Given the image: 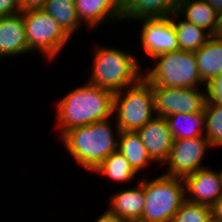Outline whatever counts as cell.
<instances>
[{"mask_svg":"<svg viewBox=\"0 0 222 222\" xmlns=\"http://www.w3.org/2000/svg\"><path fill=\"white\" fill-rule=\"evenodd\" d=\"M149 156L160 166L166 161L173 145V135L164 117L155 116L137 130ZM161 163V164H160Z\"/></svg>","mask_w":222,"mask_h":222,"instance_id":"obj_13","label":"cell"},{"mask_svg":"<svg viewBox=\"0 0 222 222\" xmlns=\"http://www.w3.org/2000/svg\"><path fill=\"white\" fill-rule=\"evenodd\" d=\"M93 172L101 177L104 176L110 182L114 181L119 184H127L137 179V173L118 150L111 153Z\"/></svg>","mask_w":222,"mask_h":222,"instance_id":"obj_21","label":"cell"},{"mask_svg":"<svg viewBox=\"0 0 222 222\" xmlns=\"http://www.w3.org/2000/svg\"><path fill=\"white\" fill-rule=\"evenodd\" d=\"M165 119L174 140L196 138L205 134L204 108L196 113H174Z\"/></svg>","mask_w":222,"mask_h":222,"instance_id":"obj_20","label":"cell"},{"mask_svg":"<svg viewBox=\"0 0 222 222\" xmlns=\"http://www.w3.org/2000/svg\"><path fill=\"white\" fill-rule=\"evenodd\" d=\"M198 70L202 81L207 85L222 72V39L217 35L195 51Z\"/></svg>","mask_w":222,"mask_h":222,"instance_id":"obj_18","label":"cell"},{"mask_svg":"<svg viewBox=\"0 0 222 222\" xmlns=\"http://www.w3.org/2000/svg\"><path fill=\"white\" fill-rule=\"evenodd\" d=\"M211 147L204 135L196 138L175 139L166 161L162 164L166 169L164 174L172 177H181L195 173L205 168L202 164L205 161L207 150Z\"/></svg>","mask_w":222,"mask_h":222,"instance_id":"obj_10","label":"cell"},{"mask_svg":"<svg viewBox=\"0 0 222 222\" xmlns=\"http://www.w3.org/2000/svg\"><path fill=\"white\" fill-rule=\"evenodd\" d=\"M211 218L222 221V197L211 206Z\"/></svg>","mask_w":222,"mask_h":222,"instance_id":"obj_29","label":"cell"},{"mask_svg":"<svg viewBox=\"0 0 222 222\" xmlns=\"http://www.w3.org/2000/svg\"><path fill=\"white\" fill-rule=\"evenodd\" d=\"M43 9L59 23L71 39L83 25L77 15L75 0H47Z\"/></svg>","mask_w":222,"mask_h":222,"instance_id":"obj_22","label":"cell"},{"mask_svg":"<svg viewBox=\"0 0 222 222\" xmlns=\"http://www.w3.org/2000/svg\"><path fill=\"white\" fill-rule=\"evenodd\" d=\"M211 207L199 203L185 201L171 222H210Z\"/></svg>","mask_w":222,"mask_h":222,"instance_id":"obj_24","label":"cell"},{"mask_svg":"<svg viewBox=\"0 0 222 222\" xmlns=\"http://www.w3.org/2000/svg\"><path fill=\"white\" fill-rule=\"evenodd\" d=\"M154 1L172 19L179 43V50L195 52L211 38L212 35L208 31L182 18L165 0Z\"/></svg>","mask_w":222,"mask_h":222,"instance_id":"obj_17","label":"cell"},{"mask_svg":"<svg viewBox=\"0 0 222 222\" xmlns=\"http://www.w3.org/2000/svg\"><path fill=\"white\" fill-rule=\"evenodd\" d=\"M133 0H75L80 22L88 30H95L104 24L126 22L127 8ZM114 21V22H113ZM85 24V25H84ZM95 28V29H93Z\"/></svg>","mask_w":222,"mask_h":222,"instance_id":"obj_11","label":"cell"},{"mask_svg":"<svg viewBox=\"0 0 222 222\" xmlns=\"http://www.w3.org/2000/svg\"><path fill=\"white\" fill-rule=\"evenodd\" d=\"M205 167L184 177L186 200L211 206L222 197V170Z\"/></svg>","mask_w":222,"mask_h":222,"instance_id":"obj_12","label":"cell"},{"mask_svg":"<svg viewBox=\"0 0 222 222\" xmlns=\"http://www.w3.org/2000/svg\"><path fill=\"white\" fill-rule=\"evenodd\" d=\"M216 35L222 39V14L220 15L219 28H218Z\"/></svg>","mask_w":222,"mask_h":222,"instance_id":"obj_31","label":"cell"},{"mask_svg":"<svg viewBox=\"0 0 222 222\" xmlns=\"http://www.w3.org/2000/svg\"><path fill=\"white\" fill-rule=\"evenodd\" d=\"M141 176L135 187L116 190L110 194L107 209L123 218L126 222H140L145 206L144 177ZM137 185V186H136Z\"/></svg>","mask_w":222,"mask_h":222,"instance_id":"obj_14","label":"cell"},{"mask_svg":"<svg viewBox=\"0 0 222 222\" xmlns=\"http://www.w3.org/2000/svg\"><path fill=\"white\" fill-rule=\"evenodd\" d=\"M151 86L154 94L155 115L158 117L165 118L174 113H196L204 108L207 100L206 87Z\"/></svg>","mask_w":222,"mask_h":222,"instance_id":"obj_9","label":"cell"},{"mask_svg":"<svg viewBox=\"0 0 222 222\" xmlns=\"http://www.w3.org/2000/svg\"><path fill=\"white\" fill-rule=\"evenodd\" d=\"M143 77L151 84L165 87H206L202 81L195 52L173 51L155 56Z\"/></svg>","mask_w":222,"mask_h":222,"instance_id":"obj_5","label":"cell"},{"mask_svg":"<svg viewBox=\"0 0 222 222\" xmlns=\"http://www.w3.org/2000/svg\"><path fill=\"white\" fill-rule=\"evenodd\" d=\"M92 67L87 83L108 89L113 93L135 84L143 77V66L137 54L117 47L95 44ZM133 54V55H132ZM142 67V68H141Z\"/></svg>","mask_w":222,"mask_h":222,"instance_id":"obj_4","label":"cell"},{"mask_svg":"<svg viewBox=\"0 0 222 222\" xmlns=\"http://www.w3.org/2000/svg\"><path fill=\"white\" fill-rule=\"evenodd\" d=\"M111 119L70 129L58 139L64 145V150L84 170L93 172L118 150L120 129L115 118L113 122Z\"/></svg>","mask_w":222,"mask_h":222,"instance_id":"obj_2","label":"cell"},{"mask_svg":"<svg viewBox=\"0 0 222 222\" xmlns=\"http://www.w3.org/2000/svg\"><path fill=\"white\" fill-rule=\"evenodd\" d=\"M47 0H19L20 10L26 11L31 9L44 8Z\"/></svg>","mask_w":222,"mask_h":222,"instance_id":"obj_27","label":"cell"},{"mask_svg":"<svg viewBox=\"0 0 222 222\" xmlns=\"http://www.w3.org/2000/svg\"><path fill=\"white\" fill-rule=\"evenodd\" d=\"M213 7L220 15L222 14V0H205Z\"/></svg>","mask_w":222,"mask_h":222,"instance_id":"obj_30","label":"cell"},{"mask_svg":"<svg viewBox=\"0 0 222 222\" xmlns=\"http://www.w3.org/2000/svg\"><path fill=\"white\" fill-rule=\"evenodd\" d=\"M205 134L210 147L222 148V104H205Z\"/></svg>","mask_w":222,"mask_h":222,"instance_id":"obj_23","label":"cell"},{"mask_svg":"<svg viewBox=\"0 0 222 222\" xmlns=\"http://www.w3.org/2000/svg\"><path fill=\"white\" fill-rule=\"evenodd\" d=\"M145 206L140 222H171L186 201L184 178L166 174L144 177Z\"/></svg>","mask_w":222,"mask_h":222,"instance_id":"obj_6","label":"cell"},{"mask_svg":"<svg viewBox=\"0 0 222 222\" xmlns=\"http://www.w3.org/2000/svg\"><path fill=\"white\" fill-rule=\"evenodd\" d=\"M74 88L55 102L59 139L70 129L113 118L112 91L87 82Z\"/></svg>","mask_w":222,"mask_h":222,"instance_id":"obj_1","label":"cell"},{"mask_svg":"<svg viewBox=\"0 0 222 222\" xmlns=\"http://www.w3.org/2000/svg\"><path fill=\"white\" fill-rule=\"evenodd\" d=\"M126 21L141 24L139 44L144 57L153 59L179 50L172 19L154 0H133L128 5Z\"/></svg>","mask_w":222,"mask_h":222,"instance_id":"obj_3","label":"cell"},{"mask_svg":"<svg viewBox=\"0 0 222 222\" xmlns=\"http://www.w3.org/2000/svg\"><path fill=\"white\" fill-rule=\"evenodd\" d=\"M102 214L98 216L94 222H126L123 218L119 217L116 214H113L108 209H106Z\"/></svg>","mask_w":222,"mask_h":222,"instance_id":"obj_28","label":"cell"},{"mask_svg":"<svg viewBox=\"0 0 222 222\" xmlns=\"http://www.w3.org/2000/svg\"><path fill=\"white\" fill-rule=\"evenodd\" d=\"M30 51L40 52L47 61H54L71 37L43 8L21 11Z\"/></svg>","mask_w":222,"mask_h":222,"instance_id":"obj_8","label":"cell"},{"mask_svg":"<svg viewBox=\"0 0 222 222\" xmlns=\"http://www.w3.org/2000/svg\"><path fill=\"white\" fill-rule=\"evenodd\" d=\"M210 222H222V221L211 218Z\"/></svg>","mask_w":222,"mask_h":222,"instance_id":"obj_32","label":"cell"},{"mask_svg":"<svg viewBox=\"0 0 222 222\" xmlns=\"http://www.w3.org/2000/svg\"><path fill=\"white\" fill-rule=\"evenodd\" d=\"M205 104H222V72L206 85Z\"/></svg>","mask_w":222,"mask_h":222,"instance_id":"obj_25","label":"cell"},{"mask_svg":"<svg viewBox=\"0 0 222 222\" xmlns=\"http://www.w3.org/2000/svg\"><path fill=\"white\" fill-rule=\"evenodd\" d=\"M19 0H0V17L20 13Z\"/></svg>","mask_w":222,"mask_h":222,"instance_id":"obj_26","label":"cell"},{"mask_svg":"<svg viewBox=\"0 0 222 222\" xmlns=\"http://www.w3.org/2000/svg\"><path fill=\"white\" fill-rule=\"evenodd\" d=\"M118 151L128 160L133 170L138 174L149 166L156 164L149 156L147 149L137 131H120Z\"/></svg>","mask_w":222,"mask_h":222,"instance_id":"obj_19","label":"cell"},{"mask_svg":"<svg viewBox=\"0 0 222 222\" xmlns=\"http://www.w3.org/2000/svg\"><path fill=\"white\" fill-rule=\"evenodd\" d=\"M32 53L29 49L22 13L0 17V59Z\"/></svg>","mask_w":222,"mask_h":222,"instance_id":"obj_15","label":"cell"},{"mask_svg":"<svg viewBox=\"0 0 222 222\" xmlns=\"http://www.w3.org/2000/svg\"><path fill=\"white\" fill-rule=\"evenodd\" d=\"M182 18L216 35L220 14L205 0H165Z\"/></svg>","mask_w":222,"mask_h":222,"instance_id":"obj_16","label":"cell"},{"mask_svg":"<svg viewBox=\"0 0 222 222\" xmlns=\"http://www.w3.org/2000/svg\"><path fill=\"white\" fill-rule=\"evenodd\" d=\"M155 116L153 89L144 77L114 93L113 117L120 131H137Z\"/></svg>","mask_w":222,"mask_h":222,"instance_id":"obj_7","label":"cell"}]
</instances>
